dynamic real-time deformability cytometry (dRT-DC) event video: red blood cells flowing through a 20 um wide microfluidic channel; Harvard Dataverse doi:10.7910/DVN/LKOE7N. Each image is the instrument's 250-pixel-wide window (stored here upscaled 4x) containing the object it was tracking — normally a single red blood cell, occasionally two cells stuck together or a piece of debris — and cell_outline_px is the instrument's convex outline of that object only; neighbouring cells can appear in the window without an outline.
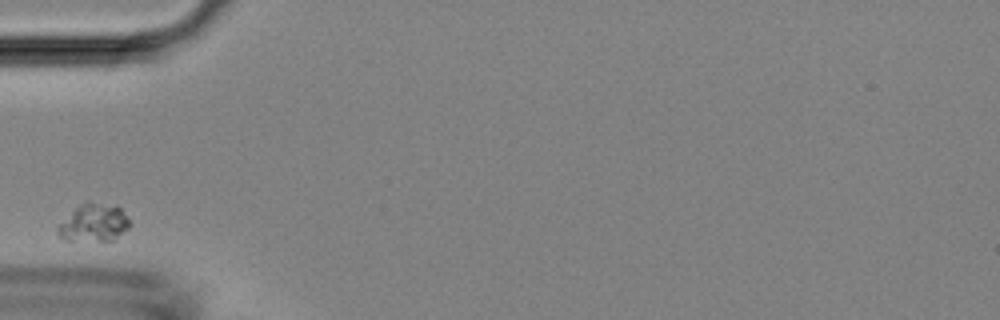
{"species": "Egyptian fruit bat (a non-hibernating species)", "species_latin": "Rousettus aegyptiacus", "temperature_condition": "room temperature", "stored_images_in_passage": 8, "camera_frame_rate_fps": 3000, "um_per_image_px": 0.085, "animal": {"sex": "female"}, "frame": {"image": 1, "passage_image": 1, "time_ms": 0.0, "image_size_px": [1000, 320], "cell_outline_px": [[128, 228], [116, 240], [64, 240], [56, 232], [56, 228], [80, 204], [88, 200], [116, 204], [120, 208], [128, 220]], "centroid_in_image_um": [7.98, 18.91], "position_along_channel_um": 77.0, "area_um2": 15.78}}
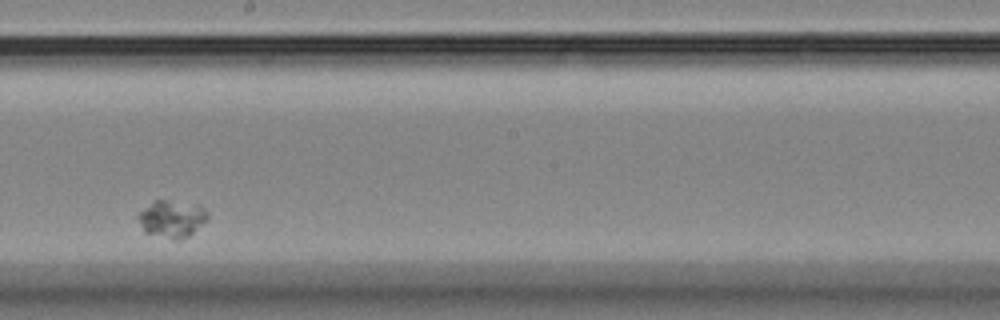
{"frame": {"image": 2, "passage_image": 5, "time_ms": 4.667, "image_size_px": [1000, 320], "cell_outline_px": [[208, 220], [188, 236], [176, 240], [172, 240], [144, 232], [136, 216], [152, 200], [168, 200], [196, 204], [204, 208], [208, 212]], "centroid_in_image_um": [14.6, 18.59], "position_along_channel_um": 233.6, "area_um2": 15.2}}
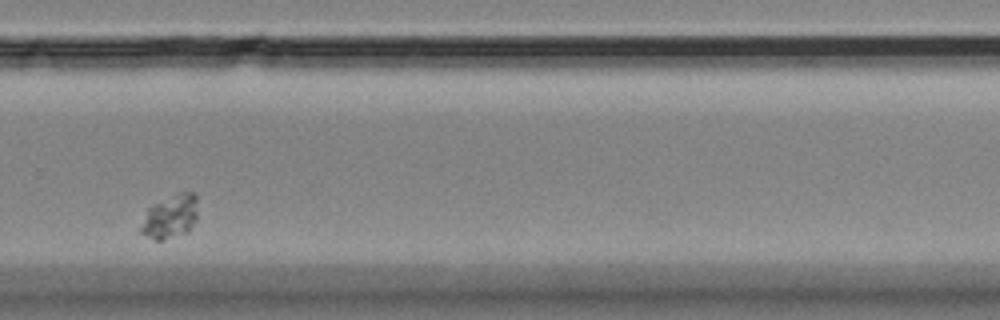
{"frame": {"image": 3, "passage_image": 7, "time_ms": 7.0, "image_size_px": [1000, 320], "cell_outline_px": [[196, 220], [188, 232], [160, 240], [156, 240], [140, 232], [140, 228], [148, 208], [152, 204], [180, 192], [196, 192]], "centroid_in_image_um": [14.48, 18.4], "position_along_channel_um": 315.3, "area_um2": 14.22}}